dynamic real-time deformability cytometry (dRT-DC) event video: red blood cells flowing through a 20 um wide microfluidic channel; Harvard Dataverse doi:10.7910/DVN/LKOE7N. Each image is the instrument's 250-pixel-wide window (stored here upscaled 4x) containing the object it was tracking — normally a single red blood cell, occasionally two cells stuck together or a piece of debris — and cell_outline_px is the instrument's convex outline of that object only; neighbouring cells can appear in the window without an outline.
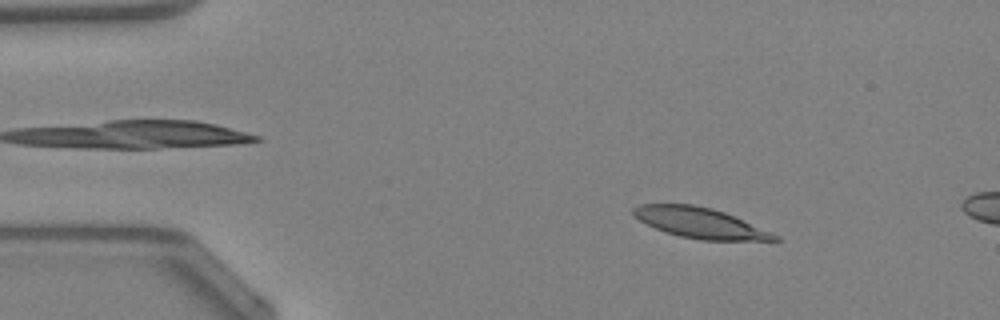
{"species": "Egyptian fruit bat (a non-hibernating species)", "species_latin": "Rousettus aegyptiacus", "temperature_condition": "warm", "stored_images_in_passage": 11, "camera_frame_rate_fps": 3000, "um_per_image_px": 0.085, "animal": {"sex": "female"}, "frame": {"image": 1, "passage_image": 7, "time_ms": 2.0, "image_size_px": [1000, 320], "cell_outline_px": [[780, 240], [700, 240], [680, 236], [664, 232], [640, 220], [632, 212], [632, 208], [640, 204], [692, 204], [712, 208], [724, 212], [780, 236]], "centroid_in_image_um": [59.48, 18.94], "position_along_channel_um": 25.5, "area_um2": 24.68}}